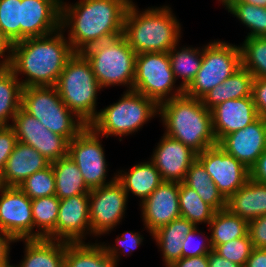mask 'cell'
<instances>
[{
    "label": "cell",
    "instance_id": "10",
    "mask_svg": "<svg viewBox=\"0 0 266 267\" xmlns=\"http://www.w3.org/2000/svg\"><path fill=\"white\" fill-rule=\"evenodd\" d=\"M175 83L168 52L136 55L133 90L159 105L184 94L182 87Z\"/></svg>",
    "mask_w": 266,
    "mask_h": 267
},
{
    "label": "cell",
    "instance_id": "53",
    "mask_svg": "<svg viewBox=\"0 0 266 267\" xmlns=\"http://www.w3.org/2000/svg\"><path fill=\"white\" fill-rule=\"evenodd\" d=\"M0 267H18V265H16V264H11L10 263V260L6 263V264H4V265H2V266H0Z\"/></svg>",
    "mask_w": 266,
    "mask_h": 267
},
{
    "label": "cell",
    "instance_id": "11",
    "mask_svg": "<svg viewBox=\"0 0 266 267\" xmlns=\"http://www.w3.org/2000/svg\"><path fill=\"white\" fill-rule=\"evenodd\" d=\"M102 135L87 125L68 145V157L77 165L86 186L91 190L109 184L116 179V173L110 180Z\"/></svg>",
    "mask_w": 266,
    "mask_h": 267
},
{
    "label": "cell",
    "instance_id": "3",
    "mask_svg": "<svg viewBox=\"0 0 266 267\" xmlns=\"http://www.w3.org/2000/svg\"><path fill=\"white\" fill-rule=\"evenodd\" d=\"M181 23L168 5L152 6L142 11L135 2L129 5L123 35L134 52H169L181 40Z\"/></svg>",
    "mask_w": 266,
    "mask_h": 267
},
{
    "label": "cell",
    "instance_id": "45",
    "mask_svg": "<svg viewBox=\"0 0 266 267\" xmlns=\"http://www.w3.org/2000/svg\"><path fill=\"white\" fill-rule=\"evenodd\" d=\"M252 97L258 115L266 119V79L262 78L253 79Z\"/></svg>",
    "mask_w": 266,
    "mask_h": 267
},
{
    "label": "cell",
    "instance_id": "28",
    "mask_svg": "<svg viewBox=\"0 0 266 267\" xmlns=\"http://www.w3.org/2000/svg\"><path fill=\"white\" fill-rule=\"evenodd\" d=\"M64 267H118L96 238L95 243L66 242Z\"/></svg>",
    "mask_w": 266,
    "mask_h": 267
},
{
    "label": "cell",
    "instance_id": "48",
    "mask_svg": "<svg viewBox=\"0 0 266 267\" xmlns=\"http://www.w3.org/2000/svg\"><path fill=\"white\" fill-rule=\"evenodd\" d=\"M250 178L256 182L266 184V150L251 167Z\"/></svg>",
    "mask_w": 266,
    "mask_h": 267
},
{
    "label": "cell",
    "instance_id": "33",
    "mask_svg": "<svg viewBox=\"0 0 266 267\" xmlns=\"http://www.w3.org/2000/svg\"><path fill=\"white\" fill-rule=\"evenodd\" d=\"M183 182L194 189L201 199L215 211L226 208V199L197 159L189 167Z\"/></svg>",
    "mask_w": 266,
    "mask_h": 267
},
{
    "label": "cell",
    "instance_id": "35",
    "mask_svg": "<svg viewBox=\"0 0 266 267\" xmlns=\"http://www.w3.org/2000/svg\"><path fill=\"white\" fill-rule=\"evenodd\" d=\"M36 239L46 238L55 228L60 206L56 195L31 200Z\"/></svg>",
    "mask_w": 266,
    "mask_h": 267
},
{
    "label": "cell",
    "instance_id": "21",
    "mask_svg": "<svg viewBox=\"0 0 266 267\" xmlns=\"http://www.w3.org/2000/svg\"><path fill=\"white\" fill-rule=\"evenodd\" d=\"M210 111L217 142L224 136L245 128L259 117L252 96L227 100Z\"/></svg>",
    "mask_w": 266,
    "mask_h": 267
},
{
    "label": "cell",
    "instance_id": "20",
    "mask_svg": "<svg viewBox=\"0 0 266 267\" xmlns=\"http://www.w3.org/2000/svg\"><path fill=\"white\" fill-rule=\"evenodd\" d=\"M61 0H21L20 41L60 29Z\"/></svg>",
    "mask_w": 266,
    "mask_h": 267
},
{
    "label": "cell",
    "instance_id": "18",
    "mask_svg": "<svg viewBox=\"0 0 266 267\" xmlns=\"http://www.w3.org/2000/svg\"><path fill=\"white\" fill-rule=\"evenodd\" d=\"M162 135L149 159L155 164L163 181L181 183L197 159V153L182 142Z\"/></svg>",
    "mask_w": 266,
    "mask_h": 267
},
{
    "label": "cell",
    "instance_id": "39",
    "mask_svg": "<svg viewBox=\"0 0 266 267\" xmlns=\"http://www.w3.org/2000/svg\"><path fill=\"white\" fill-rule=\"evenodd\" d=\"M21 0H0V31L13 43L20 41Z\"/></svg>",
    "mask_w": 266,
    "mask_h": 267
},
{
    "label": "cell",
    "instance_id": "17",
    "mask_svg": "<svg viewBox=\"0 0 266 267\" xmlns=\"http://www.w3.org/2000/svg\"><path fill=\"white\" fill-rule=\"evenodd\" d=\"M179 186L178 182L163 181L151 195L139 203L143 229L150 236L160 227L181 217Z\"/></svg>",
    "mask_w": 266,
    "mask_h": 267
},
{
    "label": "cell",
    "instance_id": "2",
    "mask_svg": "<svg viewBox=\"0 0 266 267\" xmlns=\"http://www.w3.org/2000/svg\"><path fill=\"white\" fill-rule=\"evenodd\" d=\"M64 33L59 29L47 36L30 37L13 44L10 68L23 88L56 85L75 53ZM21 75L25 79H20Z\"/></svg>",
    "mask_w": 266,
    "mask_h": 267
},
{
    "label": "cell",
    "instance_id": "36",
    "mask_svg": "<svg viewBox=\"0 0 266 267\" xmlns=\"http://www.w3.org/2000/svg\"><path fill=\"white\" fill-rule=\"evenodd\" d=\"M225 9L236 17L250 32L248 37H266V7L247 4L244 2H229Z\"/></svg>",
    "mask_w": 266,
    "mask_h": 267
},
{
    "label": "cell",
    "instance_id": "29",
    "mask_svg": "<svg viewBox=\"0 0 266 267\" xmlns=\"http://www.w3.org/2000/svg\"><path fill=\"white\" fill-rule=\"evenodd\" d=\"M51 165L55 175V195L60 200L90 193L79 168L68 156L52 162Z\"/></svg>",
    "mask_w": 266,
    "mask_h": 267
},
{
    "label": "cell",
    "instance_id": "50",
    "mask_svg": "<svg viewBox=\"0 0 266 267\" xmlns=\"http://www.w3.org/2000/svg\"><path fill=\"white\" fill-rule=\"evenodd\" d=\"M245 267H266V249L253 248Z\"/></svg>",
    "mask_w": 266,
    "mask_h": 267
},
{
    "label": "cell",
    "instance_id": "30",
    "mask_svg": "<svg viewBox=\"0 0 266 267\" xmlns=\"http://www.w3.org/2000/svg\"><path fill=\"white\" fill-rule=\"evenodd\" d=\"M207 228L214 249L217 245L246 236L248 234V221L224 208L215 211Z\"/></svg>",
    "mask_w": 266,
    "mask_h": 267
},
{
    "label": "cell",
    "instance_id": "44",
    "mask_svg": "<svg viewBox=\"0 0 266 267\" xmlns=\"http://www.w3.org/2000/svg\"><path fill=\"white\" fill-rule=\"evenodd\" d=\"M248 234L253 248L266 249V214L248 222Z\"/></svg>",
    "mask_w": 266,
    "mask_h": 267
},
{
    "label": "cell",
    "instance_id": "49",
    "mask_svg": "<svg viewBox=\"0 0 266 267\" xmlns=\"http://www.w3.org/2000/svg\"><path fill=\"white\" fill-rule=\"evenodd\" d=\"M170 267H209L208 255L181 258L174 262Z\"/></svg>",
    "mask_w": 266,
    "mask_h": 267
},
{
    "label": "cell",
    "instance_id": "43",
    "mask_svg": "<svg viewBox=\"0 0 266 267\" xmlns=\"http://www.w3.org/2000/svg\"><path fill=\"white\" fill-rule=\"evenodd\" d=\"M17 142V137L11 126H0V173L5 168Z\"/></svg>",
    "mask_w": 266,
    "mask_h": 267
},
{
    "label": "cell",
    "instance_id": "14",
    "mask_svg": "<svg viewBox=\"0 0 266 267\" xmlns=\"http://www.w3.org/2000/svg\"><path fill=\"white\" fill-rule=\"evenodd\" d=\"M197 160L226 200L250 178V170L218 145L197 154Z\"/></svg>",
    "mask_w": 266,
    "mask_h": 267
},
{
    "label": "cell",
    "instance_id": "23",
    "mask_svg": "<svg viewBox=\"0 0 266 267\" xmlns=\"http://www.w3.org/2000/svg\"><path fill=\"white\" fill-rule=\"evenodd\" d=\"M226 208L247 220L266 214V184L249 178L247 182L226 200Z\"/></svg>",
    "mask_w": 266,
    "mask_h": 267
},
{
    "label": "cell",
    "instance_id": "40",
    "mask_svg": "<svg viewBox=\"0 0 266 267\" xmlns=\"http://www.w3.org/2000/svg\"><path fill=\"white\" fill-rule=\"evenodd\" d=\"M213 250L223 258L245 267L247 259L253 250V245L249 234H247L244 237L217 245Z\"/></svg>",
    "mask_w": 266,
    "mask_h": 267
},
{
    "label": "cell",
    "instance_id": "38",
    "mask_svg": "<svg viewBox=\"0 0 266 267\" xmlns=\"http://www.w3.org/2000/svg\"><path fill=\"white\" fill-rule=\"evenodd\" d=\"M19 188L31 199L55 195V175L50 164L26 178Z\"/></svg>",
    "mask_w": 266,
    "mask_h": 267
},
{
    "label": "cell",
    "instance_id": "32",
    "mask_svg": "<svg viewBox=\"0 0 266 267\" xmlns=\"http://www.w3.org/2000/svg\"><path fill=\"white\" fill-rule=\"evenodd\" d=\"M22 89L20 81L10 67L0 68V126L12 124L13 118L21 108Z\"/></svg>",
    "mask_w": 266,
    "mask_h": 267
},
{
    "label": "cell",
    "instance_id": "34",
    "mask_svg": "<svg viewBox=\"0 0 266 267\" xmlns=\"http://www.w3.org/2000/svg\"><path fill=\"white\" fill-rule=\"evenodd\" d=\"M179 207L181 217L188 219L195 226L201 224L208 226L215 213V210L184 182H181L179 186Z\"/></svg>",
    "mask_w": 266,
    "mask_h": 267
},
{
    "label": "cell",
    "instance_id": "41",
    "mask_svg": "<svg viewBox=\"0 0 266 267\" xmlns=\"http://www.w3.org/2000/svg\"><path fill=\"white\" fill-rule=\"evenodd\" d=\"M144 235L140 232L135 231H125L121 235H118L115 239V244L101 242L102 246L105 248L106 253L114 259L115 265L119 264V260H121L120 256L125 255L127 253L132 254L136 248L141 246L144 241ZM126 252V253H125Z\"/></svg>",
    "mask_w": 266,
    "mask_h": 267
},
{
    "label": "cell",
    "instance_id": "4",
    "mask_svg": "<svg viewBox=\"0 0 266 267\" xmlns=\"http://www.w3.org/2000/svg\"><path fill=\"white\" fill-rule=\"evenodd\" d=\"M164 134L182 142L197 154L218 144L211 111L201 99L182 94L159 104Z\"/></svg>",
    "mask_w": 266,
    "mask_h": 267
},
{
    "label": "cell",
    "instance_id": "15",
    "mask_svg": "<svg viewBox=\"0 0 266 267\" xmlns=\"http://www.w3.org/2000/svg\"><path fill=\"white\" fill-rule=\"evenodd\" d=\"M0 229L15 240L36 239L31 199L19 187L0 188Z\"/></svg>",
    "mask_w": 266,
    "mask_h": 267
},
{
    "label": "cell",
    "instance_id": "31",
    "mask_svg": "<svg viewBox=\"0 0 266 267\" xmlns=\"http://www.w3.org/2000/svg\"><path fill=\"white\" fill-rule=\"evenodd\" d=\"M179 44L173 46L169 52L171 67L175 80L181 78L179 85L185 90L193 81L202 64L203 46L192 47Z\"/></svg>",
    "mask_w": 266,
    "mask_h": 267
},
{
    "label": "cell",
    "instance_id": "25",
    "mask_svg": "<svg viewBox=\"0 0 266 267\" xmlns=\"http://www.w3.org/2000/svg\"><path fill=\"white\" fill-rule=\"evenodd\" d=\"M24 242V257L18 267H64L66 241L21 239Z\"/></svg>",
    "mask_w": 266,
    "mask_h": 267
},
{
    "label": "cell",
    "instance_id": "22",
    "mask_svg": "<svg viewBox=\"0 0 266 267\" xmlns=\"http://www.w3.org/2000/svg\"><path fill=\"white\" fill-rule=\"evenodd\" d=\"M51 163L30 145L17 142L5 168L0 173L2 186L19 187L29 176L48 167Z\"/></svg>",
    "mask_w": 266,
    "mask_h": 267
},
{
    "label": "cell",
    "instance_id": "13",
    "mask_svg": "<svg viewBox=\"0 0 266 267\" xmlns=\"http://www.w3.org/2000/svg\"><path fill=\"white\" fill-rule=\"evenodd\" d=\"M10 126L14 129L18 142L30 145L50 163L68 156L69 141L48 130L22 108L18 110Z\"/></svg>",
    "mask_w": 266,
    "mask_h": 267
},
{
    "label": "cell",
    "instance_id": "26",
    "mask_svg": "<svg viewBox=\"0 0 266 267\" xmlns=\"http://www.w3.org/2000/svg\"><path fill=\"white\" fill-rule=\"evenodd\" d=\"M194 227L188 219L180 217L152 233V239L162 253L165 267H170L182 258V242Z\"/></svg>",
    "mask_w": 266,
    "mask_h": 267
},
{
    "label": "cell",
    "instance_id": "6",
    "mask_svg": "<svg viewBox=\"0 0 266 267\" xmlns=\"http://www.w3.org/2000/svg\"><path fill=\"white\" fill-rule=\"evenodd\" d=\"M63 103L86 125L97 116V97L102 89L90 62L82 53L67 61L55 85Z\"/></svg>",
    "mask_w": 266,
    "mask_h": 267
},
{
    "label": "cell",
    "instance_id": "27",
    "mask_svg": "<svg viewBox=\"0 0 266 267\" xmlns=\"http://www.w3.org/2000/svg\"><path fill=\"white\" fill-rule=\"evenodd\" d=\"M253 75L241 67L223 83L213 88L201 98L202 104L211 110L227 100L252 96Z\"/></svg>",
    "mask_w": 266,
    "mask_h": 267
},
{
    "label": "cell",
    "instance_id": "8",
    "mask_svg": "<svg viewBox=\"0 0 266 267\" xmlns=\"http://www.w3.org/2000/svg\"><path fill=\"white\" fill-rule=\"evenodd\" d=\"M21 108L69 142L87 126L63 103L55 86L23 88Z\"/></svg>",
    "mask_w": 266,
    "mask_h": 267
},
{
    "label": "cell",
    "instance_id": "5",
    "mask_svg": "<svg viewBox=\"0 0 266 267\" xmlns=\"http://www.w3.org/2000/svg\"><path fill=\"white\" fill-rule=\"evenodd\" d=\"M120 99L98 110L89 126L105 138L128 136L140 131L152 118L159 117V105L148 97L126 90Z\"/></svg>",
    "mask_w": 266,
    "mask_h": 267
},
{
    "label": "cell",
    "instance_id": "54",
    "mask_svg": "<svg viewBox=\"0 0 266 267\" xmlns=\"http://www.w3.org/2000/svg\"><path fill=\"white\" fill-rule=\"evenodd\" d=\"M220 2V4H222V6L224 7L225 5H227L230 1L232 0H218Z\"/></svg>",
    "mask_w": 266,
    "mask_h": 267
},
{
    "label": "cell",
    "instance_id": "19",
    "mask_svg": "<svg viewBox=\"0 0 266 267\" xmlns=\"http://www.w3.org/2000/svg\"><path fill=\"white\" fill-rule=\"evenodd\" d=\"M217 145L250 170L266 150V119L259 116L245 128L224 136Z\"/></svg>",
    "mask_w": 266,
    "mask_h": 267
},
{
    "label": "cell",
    "instance_id": "12",
    "mask_svg": "<svg viewBox=\"0 0 266 267\" xmlns=\"http://www.w3.org/2000/svg\"><path fill=\"white\" fill-rule=\"evenodd\" d=\"M127 202L128 195L117 179L109 184L91 189L89 218L92 236L100 237L115 230L126 215Z\"/></svg>",
    "mask_w": 266,
    "mask_h": 267
},
{
    "label": "cell",
    "instance_id": "24",
    "mask_svg": "<svg viewBox=\"0 0 266 267\" xmlns=\"http://www.w3.org/2000/svg\"><path fill=\"white\" fill-rule=\"evenodd\" d=\"M116 172V179L122 184L128 197L131 193L140 198V203L163 182L155 164L149 159L135 164L131 169H123Z\"/></svg>",
    "mask_w": 266,
    "mask_h": 267
},
{
    "label": "cell",
    "instance_id": "42",
    "mask_svg": "<svg viewBox=\"0 0 266 267\" xmlns=\"http://www.w3.org/2000/svg\"><path fill=\"white\" fill-rule=\"evenodd\" d=\"M198 228L199 226H195L185 236V240L182 242V258L208 255L213 250L210 235L205 236V232H202ZM200 235L201 237L199 238V240L198 237Z\"/></svg>",
    "mask_w": 266,
    "mask_h": 267
},
{
    "label": "cell",
    "instance_id": "1",
    "mask_svg": "<svg viewBox=\"0 0 266 267\" xmlns=\"http://www.w3.org/2000/svg\"><path fill=\"white\" fill-rule=\"evenodd\" d=\"M133 0H61L60 29L75 53L123 34L125 15Z\"/></svg>",
    "mask_w": 266,
    "mask_h": 267
},
{
    "label": "cell",
    "instance_id": "47",
    "mask_svg": "<svg viewBox=\"0 0 266 267\" xmlns=\"http://www.w3.org/2000/svg\"><path fill=\"white\" fill-rule=\"evenodd\" d=\"M15 242L18 241L15 240L10 234L0 229V266L6 264L9 260H11V245Z\"/></svg>",
    "mask_w": 266,
    "mask_h": 267
},
{
    "label": "cell",
    "instance_id": "46",
    "mask_svg": "<svg viewBox=\"0 0 266 267\" xmlns=\"http://www.w3.org/2000/svg\"><path fill=\"white\" fill-rule=\"evenodd\" d=\"M13 43L0 31V68H8L12 63Z\"/></svg>",
    "mask_w": 266,
    "mask_h": 267
},
{
    "label": "cell",
    "instance_id": "9",
    "mask_svg": "<svg viewBox=\"0 0 266 267\" xmlns=\"http://www.w3.org/2000/svg\"><path fill=\"white\" fill-rule=\"evenodd\" d=\"M241 67L240 46L214 39L203 46L201 67L184 94L201 99Z\"/></svg>",
    "mask_w": 266,
    "mask_h": 267
},
{
    "label": "cell",
    "instance_id": "16",
    "mask_svg": "<svg viewBox=\"0 0 266 267\" xmlns=\"http://www.w3.org/2000/svg\"><path fill=\"white\" fill-rule=\"evenodd\" d=\"M92 235L89 218V194L60 200L56 228L46 237L66 242H85Z\"/></svg>",
    "mask_w": 266,
    "mask_h": 267
},
{
    "label": "cell",
    "instance_id": "52",
    "mask_svg": "<svg viewBox=\"0 0 266 267\" xmlns=\"http://www.w3.org/2000/svg\"><path fill=\"white\" fill-rule=\"evenodd\" d=\"M230 2H244L259 7H266V0H232Z\"/></svg>",
    "mask_w": 266,
    "mask_h": 267
},
{
    "label": "cell",
    "instance_id": "51",
    "mask_svg": "<svg viewBox=\"0 0 266 267\" xmlns=\"http://www.w3.org/2000/svg\"><path fill=\"white\" fill-rule=\"evenodd\" d=\"M208 266L209 267H242V266L235 264L234 262H231L223 258L219 254H217L214 250H212L208 254Z\"/></svg>",
    "mask_w": 266,
    "mask_h": 267
},
{
    "label": "cell",
    "instance_id": "7",
    "mask_svg": "<svg viewBox=\"0 0 266 267\" xmlns=\"http://www.w3.org/2000/svg\"><path fill=\"white\" fill-rule=\"evenodd\" d=\"M81 53L90 62L102 89L116 85L133 90L137 54L123 34L94 44Z\"/></svg>",
    "mask_w": 266,
    "mask_h": 267
},
{
    "label": "cell",
    "instance_id": "37",
    "mask_svg": "<svg viewBox=\"0 0 266 267\" xmlns=\"http://www.w3.org/2000/svg\"><path fill=\"white\" fill-rule=\"evenodd\" d=\"M239 46L242 67L254 78L266 79V37H248Z\"/></svg>",
    "mask_w": 266,
    "mask_h": 267
}]
</instances>
